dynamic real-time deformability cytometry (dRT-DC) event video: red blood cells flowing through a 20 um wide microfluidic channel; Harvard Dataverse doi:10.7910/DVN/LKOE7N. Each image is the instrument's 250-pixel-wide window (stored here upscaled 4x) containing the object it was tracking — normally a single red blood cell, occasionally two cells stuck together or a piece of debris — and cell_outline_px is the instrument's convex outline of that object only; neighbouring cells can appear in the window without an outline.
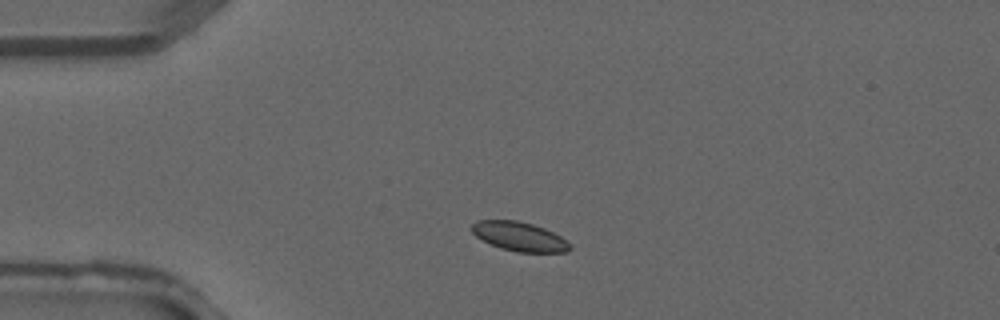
{"species": "common noctule bat (a hibernating species)", "species_latin": "Nyctalus noctula", "temperature_condition": "warm", "stored_images_in_passage": 2, "camera_frame_rate_fps": 3000, "um_per_image_px": 0.085, "animal": {"sex": "male", "forearm_length_mm": 52.5}, "frame": {"image": 1, "passage_image": 1, "time_ms": 0.0, "image_size_px": [1000, 320], "cell_outline_px": [[572, 248], [568, 252], [516, 252], [500, 248], [476, 236], [472, 232], [472, 224], [476, 220], [516, 220], [532, 224], [544, 228], [560, 236]], "centroid_in_image_um": [44.13, 20.1], "position_along_channel_um": 40.9, "area_um2": 16.47}}